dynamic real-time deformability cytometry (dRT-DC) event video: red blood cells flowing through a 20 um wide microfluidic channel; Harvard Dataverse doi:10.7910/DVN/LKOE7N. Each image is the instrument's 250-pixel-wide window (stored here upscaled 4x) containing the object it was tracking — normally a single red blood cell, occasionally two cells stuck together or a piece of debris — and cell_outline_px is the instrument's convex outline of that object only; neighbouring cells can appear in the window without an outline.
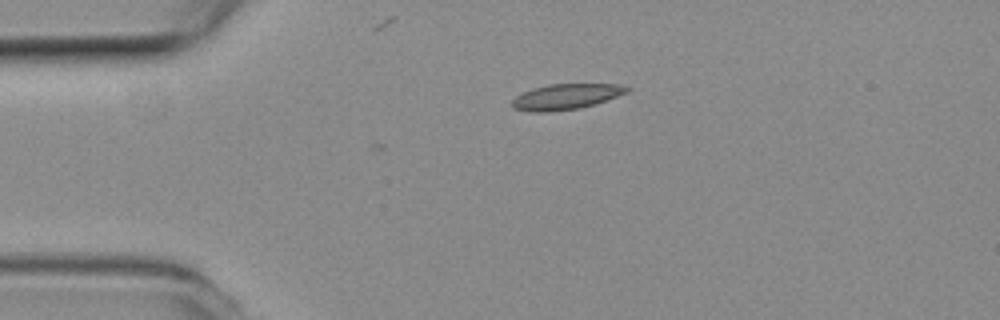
{"species": "common noctule bat (a hibernating species)", "species_latin": "Nyctalus noctula", "temperature_condition": "room temperature", "stored_images_in_passage": 2, "camera_frame_rate_fps": 3000, "um_per_image_px": 0.085, "animal": {"sex": "female", "body_mass_g": 19.3, "forearm_length_mm": 54.1}, "frame": {"image": 1, "passage_image": 1, "time_ms": 0.0, "image_size_px": [1000, 320], "cell_outline_px": [[632, 88], [628, 92], [596, 104], [580, 108], [548, 112], [528, 112], [512, 108], [512, 100], [516, 96], [532, 88], [548, 84], [616, 84]], "centroid_in_image_um": [48.09, 8.22], "position_along_channel_um": 36.9, "area_um2": 17.22}}